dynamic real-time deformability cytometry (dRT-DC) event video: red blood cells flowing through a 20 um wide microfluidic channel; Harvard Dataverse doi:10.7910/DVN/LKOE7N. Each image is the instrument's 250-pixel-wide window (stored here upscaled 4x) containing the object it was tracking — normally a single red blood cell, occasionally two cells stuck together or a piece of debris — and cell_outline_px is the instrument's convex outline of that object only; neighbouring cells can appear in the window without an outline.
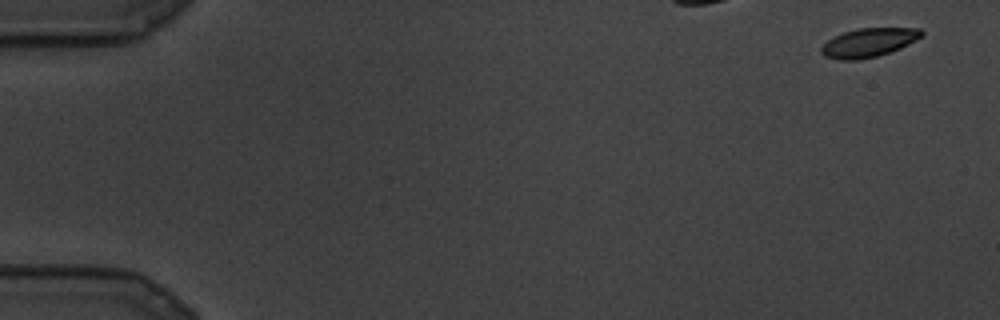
{"species": "common noctule bat (a hibernating species)", "species_latin": "Nyctalus noctula", "temperature_condition": "cold", "stored_images_in_passage": 11, "camera_frame_rate_fps": 3000, "um_per_image_px": 0.085, "animal": {"sex": "male", "body_mass_g": 19.5, "forearm_length_mm": 54.6}, "frame": {"image": 1, "passage_image": 1, "time_ms": 0.0, "image_size_px": [1000, 320], "cell_outline_px": [[924, 36], [900, 48], [876, 56], [856, 60], [840, 60], [824, 56], [820, 52], [820, 48], [828, 40], [844, 32], [860, 28], [920, 28], [924, 32]], "centroid_in_image_um": [73.85, 3.61], "position_along_channel_um": 11.2, "area_um2": 16.7}}
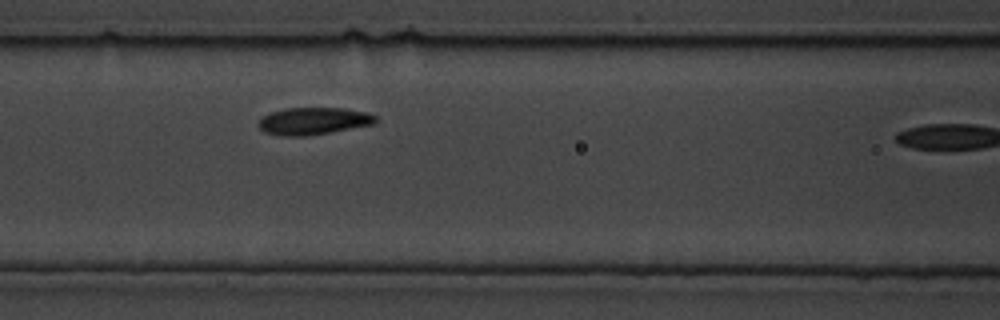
{"frame": {"image": 2, "passage_image": 10, "time_ms": 3.0, "image_size_px": [1000, 320], "cell_outline_px": [[376, 120], [372, 124], [328, 132], [304, 136], [280, 136], [264, 132], [260, 128], [260, 120], [264, 116], [272, 112], [288, 108], [344, 108], [364, 112], [376, 116]], "centroid_in_image_um": [26.61, 10.29], "position_along_channel_um": 140.0, "area_um2": 18.09}}